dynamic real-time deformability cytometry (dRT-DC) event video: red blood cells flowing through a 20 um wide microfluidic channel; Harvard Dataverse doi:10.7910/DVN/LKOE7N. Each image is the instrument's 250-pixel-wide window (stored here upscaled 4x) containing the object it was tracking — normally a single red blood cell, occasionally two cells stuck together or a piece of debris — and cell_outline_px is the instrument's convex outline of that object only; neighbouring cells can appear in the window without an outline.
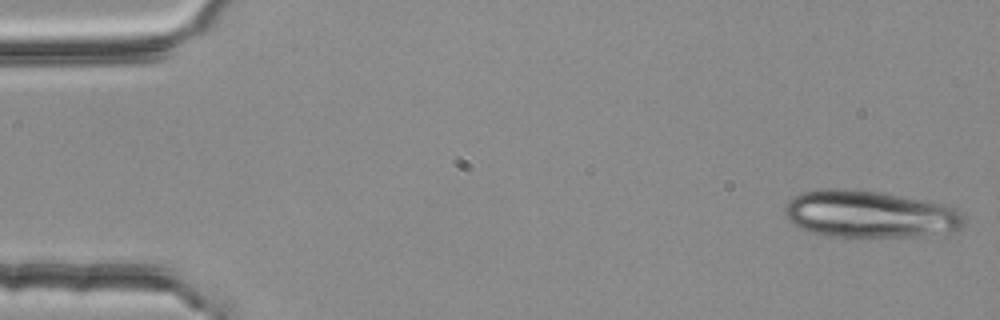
{"species": "common noctule bat (a hibernating species)", "species_latin": "Nyctalus noctula", "temperature_condition": "room temperature", "stored_images_in_passage": 18, "camera_frame_rate_fps": 3000, "um_per_image_px": 0.085, "animal": {"sex": "female", "body_mass_g": 25.1}, "frame": {"image": 1, "passage_image": 1, "time_ms": 0.0, "image_size_px": [1000, 320], "cell_outline_px": [[968, 220], [960, 228], [920, 236], [824, 236], [808, 232], [800, 228], [788, 220], [784, 212], [784, 208], [788, 200], [792, 196], [804, 192], [820, 188], [840, 188], [876, 192], [928, 200], [944, 204], [964, 212]], "centroid_in_image_um": [73.9, 18.19], "position_along_channel_um": 11.1, "area_um2": 49.42}}